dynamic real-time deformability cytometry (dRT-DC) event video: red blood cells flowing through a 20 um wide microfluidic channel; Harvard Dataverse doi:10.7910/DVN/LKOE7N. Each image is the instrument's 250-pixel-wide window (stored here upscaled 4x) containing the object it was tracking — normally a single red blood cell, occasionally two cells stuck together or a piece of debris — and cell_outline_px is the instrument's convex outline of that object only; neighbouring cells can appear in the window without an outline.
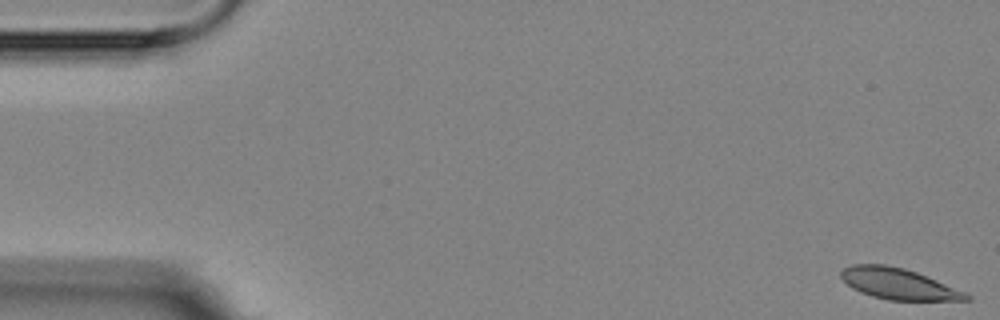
{"species": "Egyptian fruit bat (a non-hibernating species)", "species_latin": "Rousettus aegyptiacus", "temperature_condition": "room temperature", "stored_images_in_passage": 5, "camera_frame_rate_fps": 3000, "um_per_image_px": 0.085, "animal": {"sex": "female"}, "frame": {"image": 1, "passage_image": 1, "time_ms": 0.0, "image_size_px": [1000, 320], "cell_outline_px": [[972, 300], [888, 300], [872, 296], [860, 292], [852, 288], [840, 276], [840, 272], [844, 268], [852, 264], [884, 264], [904, 268], [916, 272], [936, 280], [964, 292], [972, 296]], "centroid_in_image_um": [76.34, 24.12], "position_along_channel_um": 8.7, "area_um2": 22.43}}